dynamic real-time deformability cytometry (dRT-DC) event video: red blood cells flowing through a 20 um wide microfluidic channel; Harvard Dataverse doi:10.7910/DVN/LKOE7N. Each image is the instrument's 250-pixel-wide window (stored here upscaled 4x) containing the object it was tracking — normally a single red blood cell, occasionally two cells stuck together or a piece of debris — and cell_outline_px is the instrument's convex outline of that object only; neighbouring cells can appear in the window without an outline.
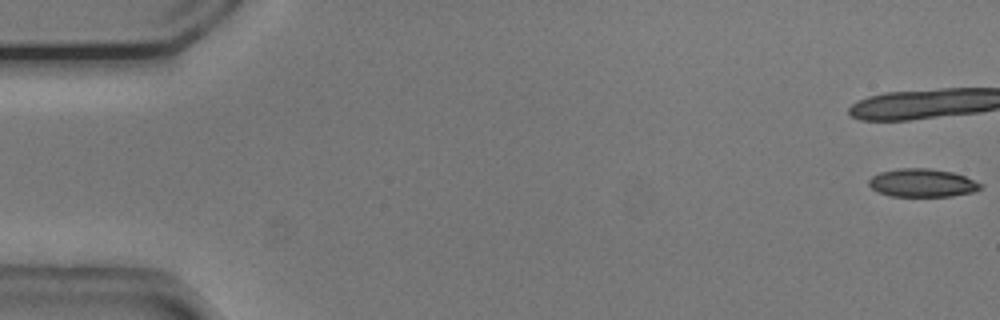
{"species": "common noctule bat (a hibernating species)", "species_latin": "Nyctalus noctula", "temperature_condition": "cold", "stored_images_in_passage": 17, "camera_frame_rate_fps": 3000, "um_per_image_px": 0.085, "animal": {"sex": "male", "body_mass_g": 20.5, "forearm_length_mm": 52.5}, "frame": {"image": 1, "passage_image": 1, "time_ms": 0.0, "image_size_px": [1000, 320], "cell_outline_px": [[984, 184], [976, 192], [952, 196], [892, 196], [880, 192], [872, 188], [868, 184], [868, 180], [872, 176], [880, 172], [900, 168], [928, 168], [952, 172], [964, 176]], "centroid_in_image_um": [78.42, 15.54], "position_along_channel_um": 6.6, "area_um2": 18.32}}